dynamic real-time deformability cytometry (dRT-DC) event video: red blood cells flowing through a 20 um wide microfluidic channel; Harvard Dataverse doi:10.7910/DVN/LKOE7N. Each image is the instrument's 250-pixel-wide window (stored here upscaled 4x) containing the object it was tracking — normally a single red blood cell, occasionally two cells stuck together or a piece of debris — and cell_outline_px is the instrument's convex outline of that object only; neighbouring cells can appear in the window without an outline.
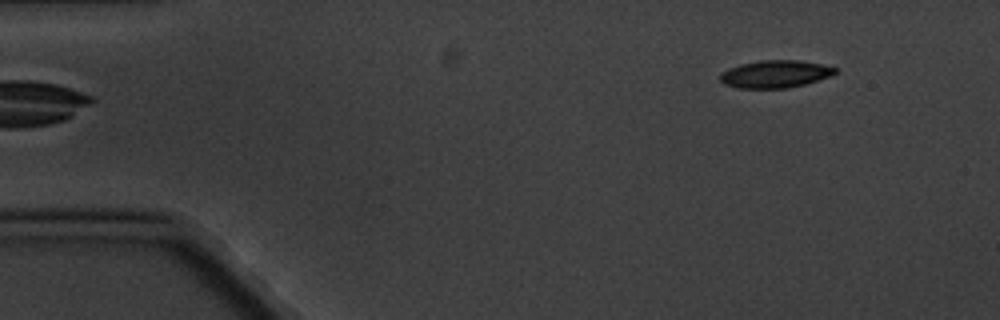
{"species": "common noctule bat (a hibernating species)", "species_latin": "Nyctalus noctula", "temperature_condition": "cold", "stored_images_in_passage": 5, "camera_frame_rate_fps": 3000, "um_per_image_px": 0.085, "animal": {"sex": "male", "body_mass_g": 20.1, "forearm_length_mm": 53.5}, "frame": {"image": 1, "passage_image": 5, "time_ms": 4.667, "image_size_px": [1000, 320], "cell_outline_px": [[836, 72], [832, 76], [804, 84], [788, 88], [736, 88], [724, 84], [720, 80], [720, 72], [728, 68], [740, 64], [760, 60], [800, 60], [820, 64], [836, 68]], "centroid_in_image_um": [65.86, 6.29], "position_along_channel_um": 19.1, "area_um2": 18.5}}